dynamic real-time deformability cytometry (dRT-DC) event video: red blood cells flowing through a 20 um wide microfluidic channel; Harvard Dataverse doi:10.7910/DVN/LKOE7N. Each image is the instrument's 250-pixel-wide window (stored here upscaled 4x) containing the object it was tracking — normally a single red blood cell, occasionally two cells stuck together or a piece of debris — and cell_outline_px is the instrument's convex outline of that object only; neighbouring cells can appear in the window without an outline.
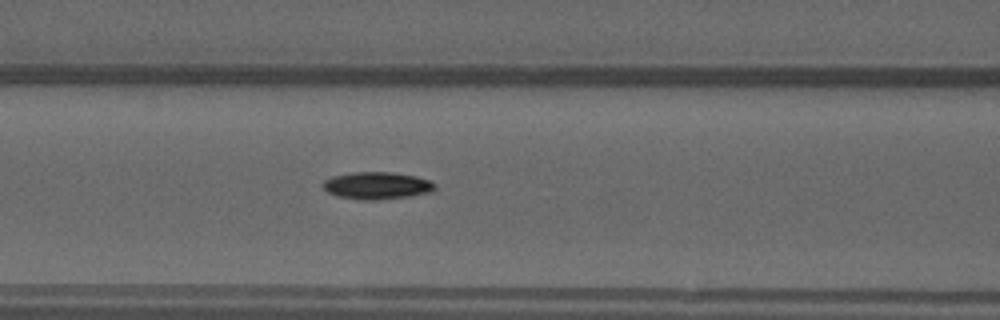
{"species": "common noctule bat (a hibernating species)", "species_latin": "Nyctalus noctula", "temperature_condition": "warm", "stored_images_in_passage": 45, "camera_frame_rate_fps": 3000, "um_per_image_px": 0.085, "animal": {"sex": "male", "forearm_length_mm": 52.5}, "frame": {"image": 1, "passage_image": 15, "time_ms": 4.667, "image_size_px": [1000, 320], "cell_outline_px": [[436, 188], [432, 192], [408, 196], [376, 200], [364, 200], [336, 196], [328, 192], [324, 188], [324, 180], [332, 176], [352, 172], [392, 172], [416, 176], [428, 180], [436, 184]], "centroid_in_image_um": [32.05, 15.77], "position_along_channel_um": 134.5, "area_um2": 17.74}}
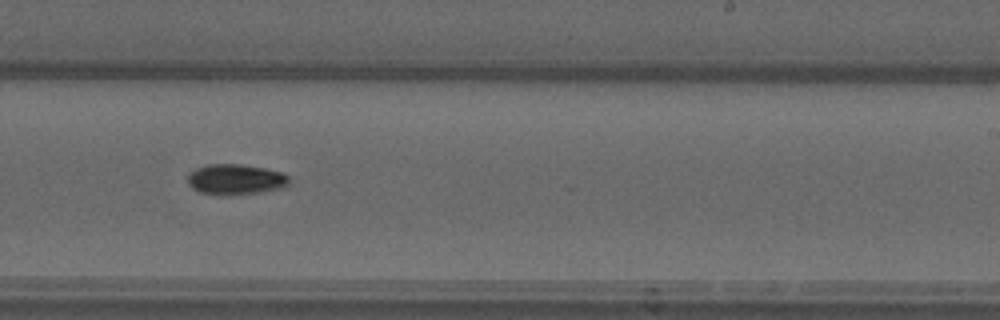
{"frame": {"image": 2, "passage_image": 25, "time_ms": 8.0, "image_size_px": [1000, 320], "cell_outline_px": [[288, 184], [284, 188], [256, 192], [200, 192], [192, 188], [188, 184], [188, 172], [196, 168], [208, 164], [240, 164], [264, 168], [284, 172], [288, 176]], "centroid_in_image_um": [20.04, 15.19], "position_along_channel_um": 269.0, "area_um2": 17.34}}
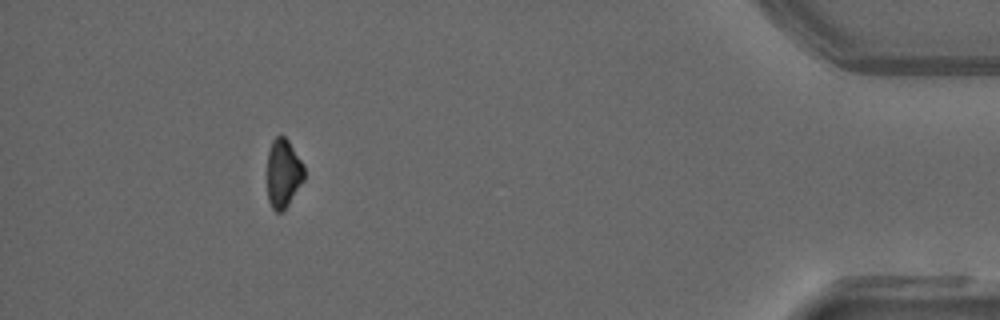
{"frame": {"image": 3, "passage_image": 40, "time_ms": 13.0, "image_size_px": [1000, 320], "cell_outline_px": [[304, 180], [288, 204], [280, 212], [276, 212], [272, 208], [268, 200], [268, 152], [272, 140], [276, 136], [284, 136], [288, 140], [304, 164]], "centroid_in_image_um": [24.08, 14.71], "position_along_channel_um": 411.1, "area_um2": 14.68}}